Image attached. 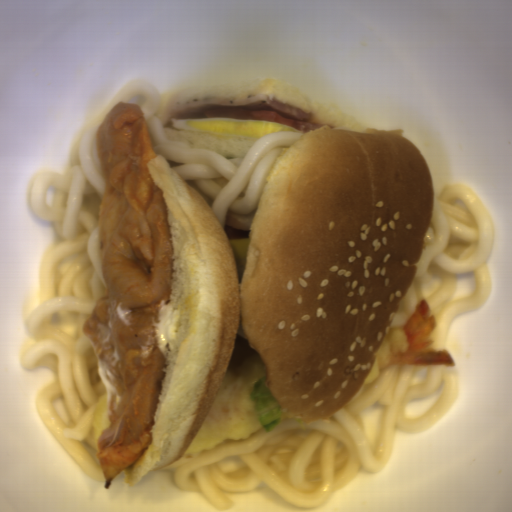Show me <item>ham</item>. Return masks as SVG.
Returning <instances> with one entry per match:
<instances>
[{
    "label": "ham",
    "mask_w": 512,
    "mask_h": 512,
    "mask_svg": "<svg viewBox=\"0 0 512 512\" xmlns=\"http://www.w3.org/2000/svg\"><path fill=\"white\" fill-rule=\"evenodd\" d=\"M210 109H254L275 111L292 121L313 124V116L306 111L296 109L271 95H258L239 100L210 98L191 101L173 110L171 119H208L205 115Z\"/></svg>",
    "instance_id": "ham-1"
},
{
    "label": "ham",
    "mask_w": 512,
    "mask_h": 512,
    "mask_svg": "<svg viewBox=\"0 0 512 512\" xmlns=\"http://www.w3.org/2000/svg\"><path fill=\"white\" fill-rule=\"evenodd\" d=\"M255 215L237 214L233 211L226 213L223 231L228 239L249 238L251 223Z\"/></svg>",
    "instance_id": "ham-2"
}]
</instances>
